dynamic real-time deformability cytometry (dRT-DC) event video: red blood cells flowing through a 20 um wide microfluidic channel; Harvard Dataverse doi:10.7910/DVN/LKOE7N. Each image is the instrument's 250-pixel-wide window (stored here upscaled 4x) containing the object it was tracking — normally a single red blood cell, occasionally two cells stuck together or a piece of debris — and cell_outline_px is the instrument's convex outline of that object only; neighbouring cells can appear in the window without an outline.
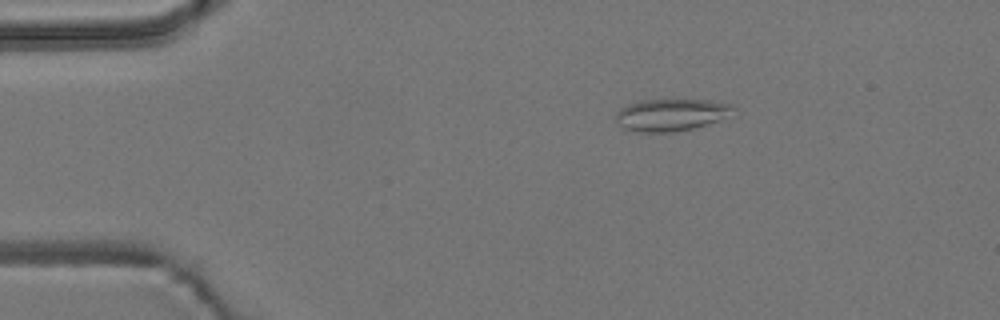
{"species": "common noctule bat (a hibernating species)", "species_latin": "Nyctalus noctula", "temperature_condition": "room temperature", "stored_images_in_passage": 3, "camera_frame_rate_fps": 3000, "um_per_image_px": 0.085, "animal": {"sex": "male", "body_mass_g": 19.2, "forearm_length_mm": 51.8}, "frame": {"image": 1, "passage_image": 3, "time_ms": 0.667, "image_size_px": [1000, 320], "cell_outline_px": [[736, 108], [716, 120], [692, 128], [676, 132], [640, 132], [624, 128], [616, 120], [616, 112], [620, 108], [628, 104], [640, 100], [708, 100], [732, 104]], "centroid_in_image_um": [56.97, 9.75], "position_along_channel_um": 28.0, "area_um2": 21.5}}